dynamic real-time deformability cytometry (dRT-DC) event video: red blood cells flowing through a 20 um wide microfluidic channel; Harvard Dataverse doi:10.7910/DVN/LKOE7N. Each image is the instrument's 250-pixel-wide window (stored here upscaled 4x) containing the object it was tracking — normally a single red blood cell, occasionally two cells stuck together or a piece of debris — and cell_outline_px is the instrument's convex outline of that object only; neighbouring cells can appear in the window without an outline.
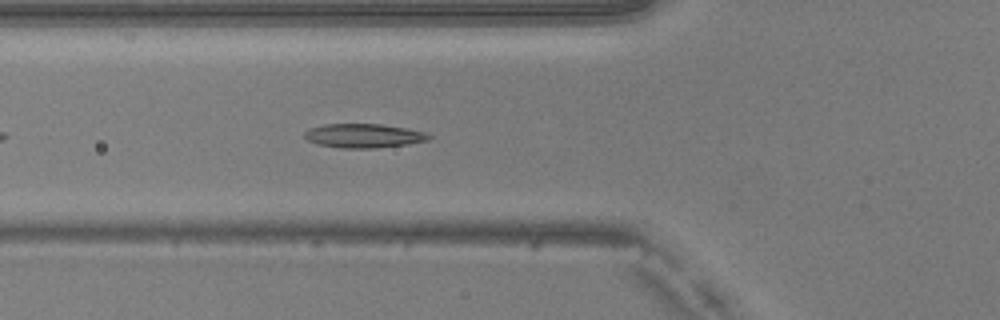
{"species": "common noctule bat (a hibernating species)", "species_latin": "Nyctalus noctula", "temperature_condition": "warm", "stored_images_in_passage": 39, "camera_frame_rate_fps": 3000, "um_per_image_px": 0.085, "animal": {"sex": "male", "body_mass_g": 20.5, "forearm_length_mm": 52.5}, "frame": {"image": 1, "passage_image": 8, "time_ms": 2.333, "image_size_px": [1000, 320], "cell_outline_px": [[432, 136], [428, 140], [408, 144], [376, 148], [340, 148], [320, 144], [308, 140], [304, 136], [304, 132], [312, 128], [324, 124], [380, 124], [408, 128], [424, 132]], "centroid_in_image_um": [30.94, 11.54], "position_along_channel_um": 94.9, "area_um2": 17.28}}
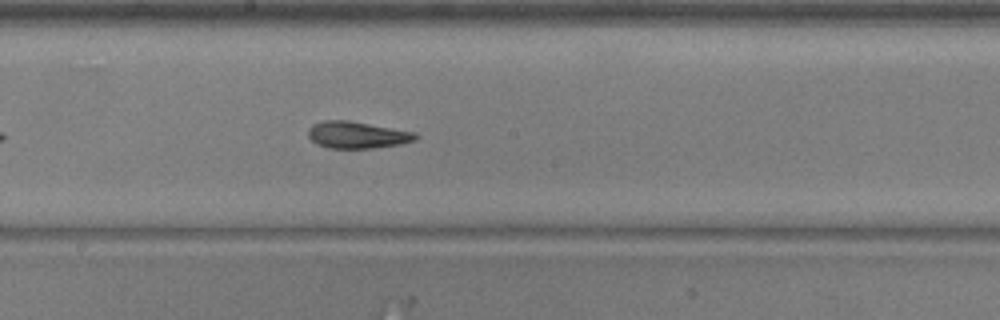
{"frame": {"image": 2, "passage_image": 17, "time_ms": 5.333, "image_size_px": [1000, 320], "cell_outline_px": [[420, 136], [416, 140], [400, 144], [372, 148], [328, 148], [316, 144], [308, 136], [308, 128], [312, 124], [324, 120], [348, 120], [416, 132]], "centroid_in_image_um": [30.36, 11.46], "position_along_channel_um": 217.8, "area_um2": 16.94}}
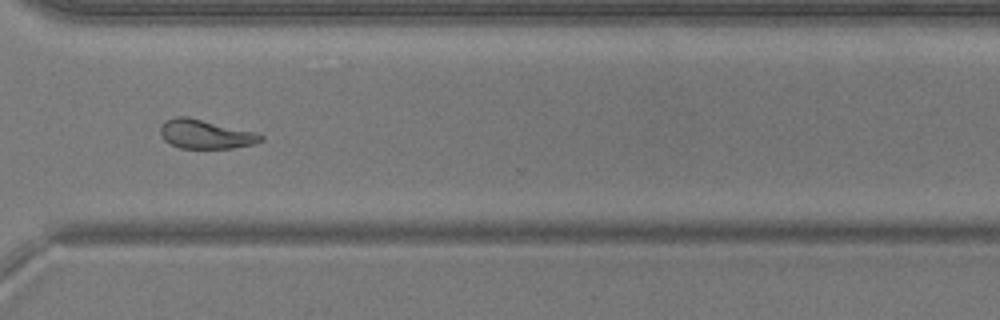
{"frame": {"image": 3, "passage_image": 27, "time_ms": 8.667, "image_size_px": [1000, 320], "cell_outline_px": [[264, 140], [252, 144], [232, 148], [180, 148], [164, 140], [160, 136], [160, 124], [164, 120], [176, 116], [188, 116], [256, 132], [264, 136]], "centroid_in_image_um": [17.44, 11.39], "position_along_channel_um": 353.2, "area_um2": 17.17}, "authors_computed_cell_mechanics": {"area_um2": 17.1666, "velocity_mm_per_s": 4.0755, "shape_relaxation_time_tau1_ms": 4.7658, "shape_relaxation_time_tau2_ms": 1.8901, "deformation_change_tau1": 0.1528, "deformation_change_tau2": 0.0871}}